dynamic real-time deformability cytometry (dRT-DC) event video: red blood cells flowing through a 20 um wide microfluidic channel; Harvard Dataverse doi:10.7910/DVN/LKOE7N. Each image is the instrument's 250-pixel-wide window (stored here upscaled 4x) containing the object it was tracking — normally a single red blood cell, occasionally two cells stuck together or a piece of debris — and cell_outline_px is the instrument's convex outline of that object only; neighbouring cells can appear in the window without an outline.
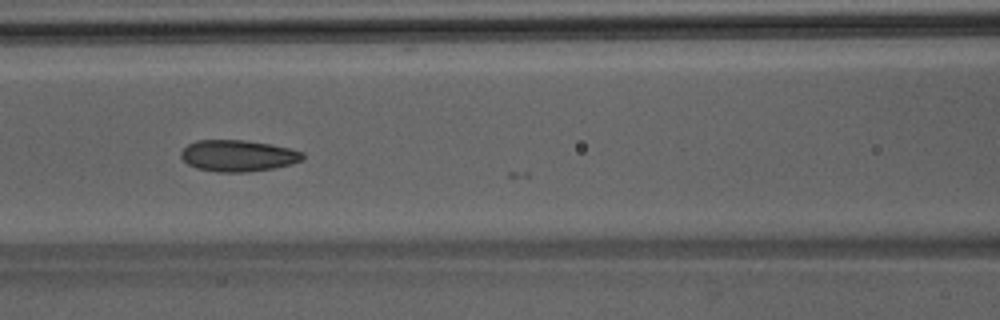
{"species": "Egyptian fruit bat (a non-hibernating species)", "species_latin": "Rousettus aegyptiacus", "temperature_condition": "room temperature", "stored_images_in_passage": 22, "camera_frame_rate_fps": 3000, "um_per_image_px": 0.085, "animal": {"sex": "male"}, "frame": {"image": 1, "passage_image": 21, "time_ms": 6.667, "image_size_px": [1000, 320], "cell_outline_px": [[304, 160], [292, 164], [272, 168], [244, 172], [216, 172], [196, 168], [188, 164], [180, 156], [180, 152], [188, 144], [196, 140], [244, 140], [268, 144], [288, 148], [304, 152]], "centroid_in_image_um": [20.22, 13.24], "position_along_channel_um": 146.4, "area_um2": 22.25}}